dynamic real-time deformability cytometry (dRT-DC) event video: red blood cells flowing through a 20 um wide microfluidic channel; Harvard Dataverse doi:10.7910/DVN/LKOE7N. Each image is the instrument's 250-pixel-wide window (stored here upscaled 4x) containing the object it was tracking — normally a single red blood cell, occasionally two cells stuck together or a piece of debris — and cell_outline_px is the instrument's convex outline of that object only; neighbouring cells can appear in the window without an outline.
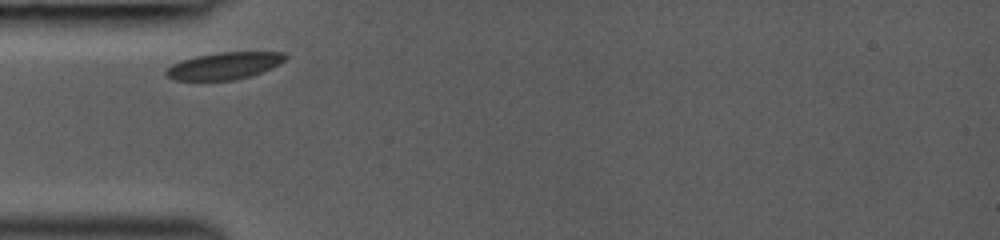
{"species": "common noctule bat (a hibernating species)", "species_latin": "Nyctalus noctula", "temperature_condition": "room temperature", "stored_images_in_passage": 41, "camera_frame_rate_fps": 3000, "um_per_image_px": 0.085, "animal": {"sex": "female", "body_mass_g": 19.0, "forearm_length_mm": 53.3}, "frame": {"image": 1, "passage_image": 1, "time_ms": 0.0, "image_size_px": [1000, 240], "cell_outline_px": [[288, 56], [280, 64], [252, 76], [236, 80], [176, 80], [168, 76], [164, 72], [172, 64], [180, 60], [196, 56], [220, 52], [284, 52]], "centroid_in_image_um": [19.08, 5.59], "position_along_channel_um": 65.9, "area_um2": 18.79}}
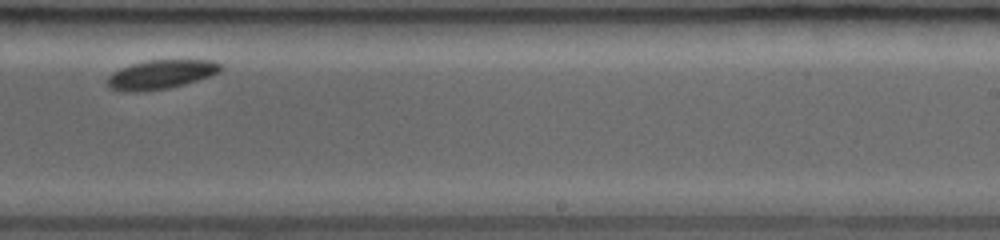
{"frame": {"image": 2, "passage_image": 23, "time_ms": 5.333, "image_size_px": [1000, 240], "cell_outline_px": [[224, 68], [220, 72], [212, 76], [184, 84], [168, 88], [136, 92], [132, 92], [108, 88], [108, 76], [112, 72], [120, 68], [132, 64], [148, 60], [212, 60], [220, 64]], "centroid_in_image_um": [13.7, 6.32], "position_along_channel_um": 275.3, "area_um2": 19.19}}
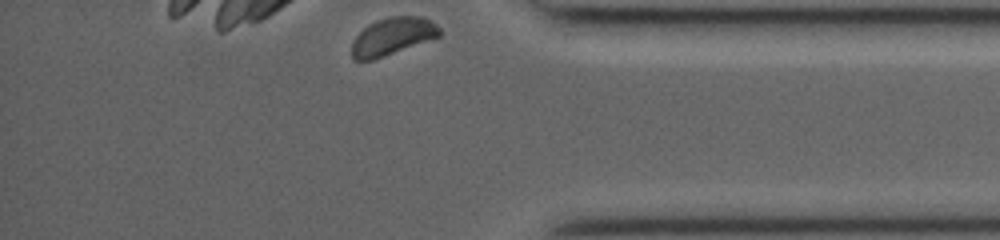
{"frame": {"image": 3, "passage_image": 41, "time_ms": 8.667, "image_size_px": [1000, 240], "cell_outline_px": [[444, 32], [440, 36], [384, 56], [372, 60], [352, 60], [352, 40], [368, 24], [376, 20], [388, 16], [424, 16], [432, 20]], "centroid_in_image_um": [33.38, 3.07], "position_along_channel_um": 401.8, "area_um2": 19.31}}